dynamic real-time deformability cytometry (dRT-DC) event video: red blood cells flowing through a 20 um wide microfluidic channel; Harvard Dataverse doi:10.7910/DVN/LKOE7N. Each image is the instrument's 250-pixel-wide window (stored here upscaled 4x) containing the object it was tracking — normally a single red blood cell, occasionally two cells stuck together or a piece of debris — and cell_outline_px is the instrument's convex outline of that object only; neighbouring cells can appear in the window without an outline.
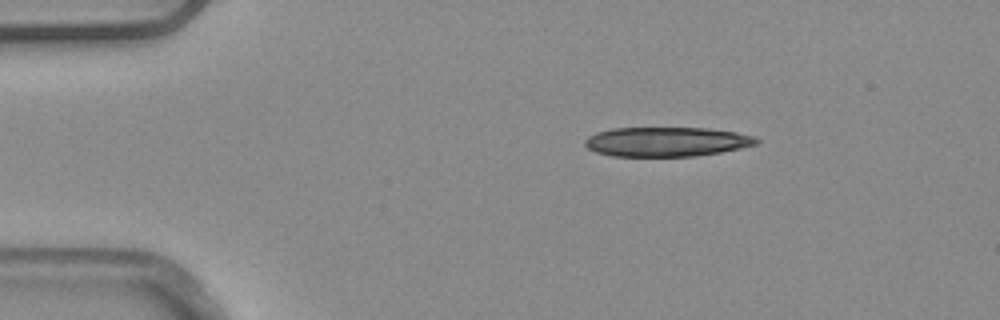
{"species": "common noctule bat (a hibernating species)", "species_latin": "Nyctalus noctula", "temperature_condition": "warm", "stored_images_in_passage": 5, "segment_of_instrument_passage": [2, 2], "camera_frame_rate_fps": 3000, "um_per_image_px": 0.085, "animal": {"sex": "male", "body_mass_g": 20.4}, "frame": {"image": 1, "passage_image": 5, "time_ms": 1.333, "image_size_px": [1000, 320], "cell_outline_px": [[760, 144], [720, 152], [696, 156], [612, 156], [596, 152], [588, 148], [584, 144], [584, 140], [588, 136], [596, 132], [612, 128], [708, 128], [736, 132], [756, 136], [760, 140]], "centroid_in_image_um": [56.68, 12.04], "position_along_channel_um": 28.3, "area_um2": 29.65}}